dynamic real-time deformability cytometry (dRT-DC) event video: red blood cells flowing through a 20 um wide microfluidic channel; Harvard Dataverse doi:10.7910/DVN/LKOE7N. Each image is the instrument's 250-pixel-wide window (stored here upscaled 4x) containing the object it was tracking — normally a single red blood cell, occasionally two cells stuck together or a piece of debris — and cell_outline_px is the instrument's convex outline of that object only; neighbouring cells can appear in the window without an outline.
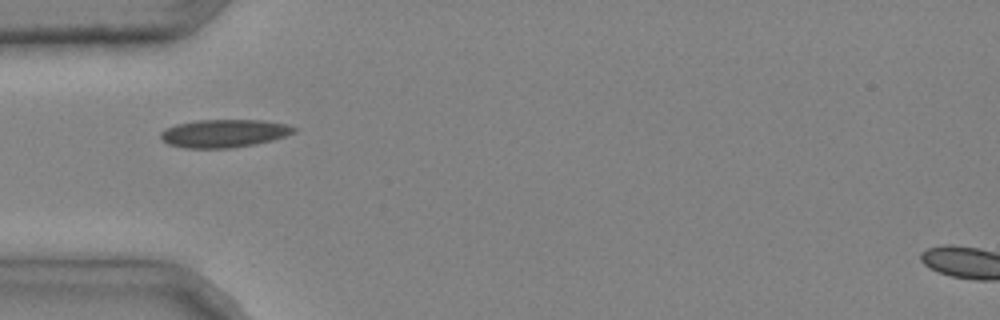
{"species": "common noctule bat (a hibernating species)", "species_latin": "Nyctalus noctula", "temperature_condition": "cold", "stored_images_in_passage": 1, "camera_frame_rate_fps": 3000, "um_per_image_px": 0.085, "animal": {"sex": "male", "body_mass_g": 20.4}, "frame": {"image": 1, "passage_image": 1, "time_ms": 0.0, "image_size_px": [1000, 320], "cell_outline_px": [[300, 128], [296, 132], [272, 140], [256, 144], [228, 148], [184, 148], [168, 144], [160, 136], [160, 132], [164, 128], [176, 124], [196, 120], [260, 120], [288, 124]], "centroid_in_image_um": [19.06, 11.33], "position_along_channel_um": 65.9, "area_um2": 21.91}}